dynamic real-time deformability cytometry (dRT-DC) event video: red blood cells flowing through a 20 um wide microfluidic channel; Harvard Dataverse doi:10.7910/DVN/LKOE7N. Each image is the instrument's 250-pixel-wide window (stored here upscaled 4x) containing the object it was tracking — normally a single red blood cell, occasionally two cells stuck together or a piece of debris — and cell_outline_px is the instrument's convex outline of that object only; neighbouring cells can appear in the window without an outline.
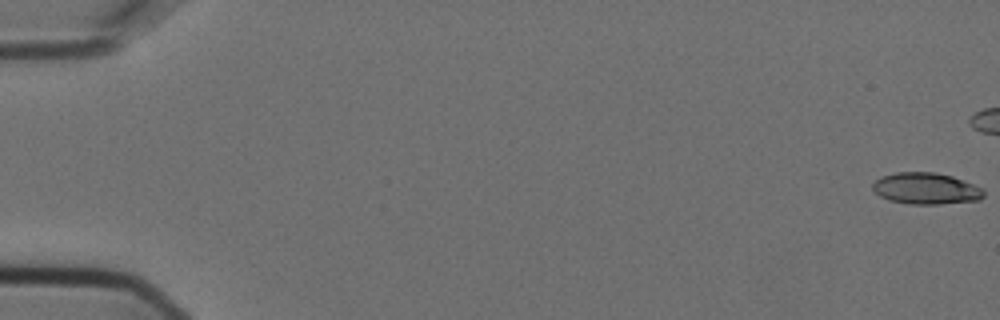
{"species": "Egyptian fruit bat (a non-hibernating species)", "species_latin": "Rousettus aegyptiacus", "temperature_condition": "cold", "stored_images_in_passage": 7, "camera_frame_rate_fps": 3000, "um_per_image_px": 0.085, "animal": {"sex": "female"}, "frame": {"image": 1, "passage_image": 1, "time_ms": 0.0, "image_size_px": [1000, 320], "cell_outline_px": [[984, 196], [980, 200], [940, 204], [908, 204], [888, 200], [880, 196], [872, 188], [872, 184], [880, 176], [896, 172], [936, 172], [952, 176], [984, 188]], "centroid_in_image_um": [78.71, 16.02], "position_along_channel_um": 6.3, "area_um2": 20.58}}
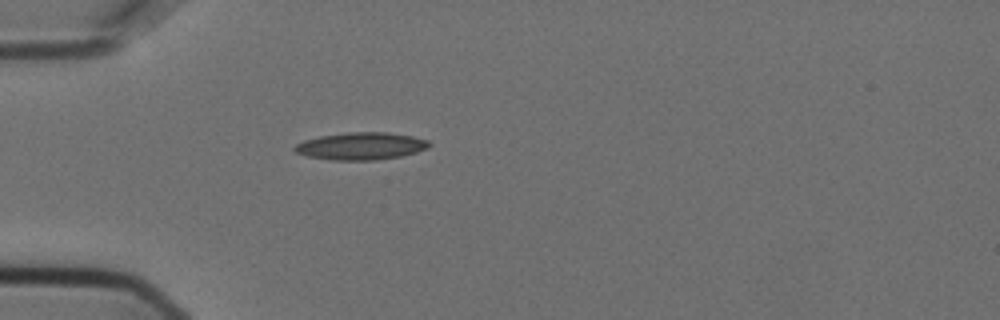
{"frame": {"image": 2, "passage_image": 7, "time_ms": 2.0, "image_size_px": [1000, 320], "cell_outline_px": [[432, 144], [428, 148], [416, 152], [400, 156], [376, 160], [332, 160], [308, 156], [296, 152], [292, 148], [296, 144], [304, 140], [320, 136], [348, 132], [388, 132], [412, 136], [428, 140]], "centroid_in_image_um": [30.7, 12.41], "position_along_channel_um": 54.3, "area_um2": 21.44}}